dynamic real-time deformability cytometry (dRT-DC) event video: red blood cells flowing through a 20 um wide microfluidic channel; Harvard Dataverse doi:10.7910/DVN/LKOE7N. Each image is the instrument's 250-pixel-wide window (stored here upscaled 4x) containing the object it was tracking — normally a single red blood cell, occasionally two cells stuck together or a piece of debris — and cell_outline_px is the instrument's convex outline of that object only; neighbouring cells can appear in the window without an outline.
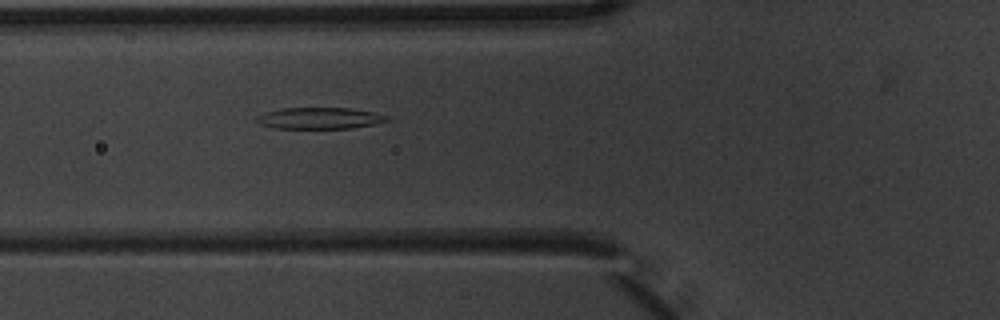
{"species": "common noctule bat (a hibernating species)", "species_latin": "Nyctalus noctula", "temperature_condition": "warm", "stored_images_in_passage": 2, "camera_frame_rate_fps": 3000, "um_per_image_px": 0.085, "animal": {"sex": "male", "body_mass_g": 20.1, "forearm_length_mm": 53.5}, "frame": {"image": 1, "passage_image": 2, "time_ms": 0.333, "image_size_px": [1000, 320], "cell_outline_px": [[388, 120], [376, 124], [352, 128], [276, 128], [260, 124], [256, 120], [256, 116], [264, 112], [280, 108], [348, 108], [372, 112], [388, 116]], "centroid_in_image_um": [27.13, 10.04], "position_along_channel_um": 98.7, "area_um2": 16.18}}